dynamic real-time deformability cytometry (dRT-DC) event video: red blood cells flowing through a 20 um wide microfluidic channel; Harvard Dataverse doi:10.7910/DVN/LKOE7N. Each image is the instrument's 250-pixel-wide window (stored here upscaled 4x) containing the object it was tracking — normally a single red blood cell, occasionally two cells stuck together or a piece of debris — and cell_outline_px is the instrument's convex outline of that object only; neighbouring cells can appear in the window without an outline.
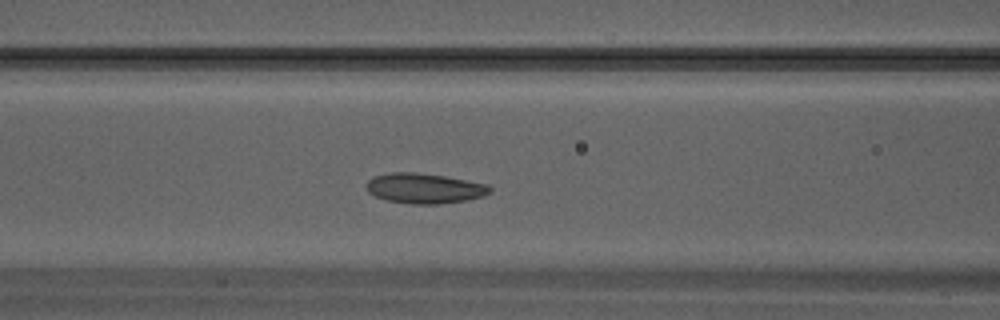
{"species": "Egyptian fruit bat (a non-hibernating species)", "species_latin": "Rousettus aegyptiacus", "temperature_condition": "warm", "stored_images_in_passage": 32, "segment_of_instrument_passage": [1, 2], "camera_frame_rate_fps": 3000, "um_per_image_px": 0.085, "animal": {"sex": "male"}, "frame": {"image": 1, "passage_image": 12, "time_ms": 3.667, "image_size_px": [1000, 320], "cell_outline_px": [[492, 192], [484, 196], [468, 200], [440, 204], [412, 204], [388, 200], [376, 196], [368, 192], [364, 184], [372, 176], [388, 172], [416, 172], [444, 176], [488, 184], [492, 188]], "centroid_in_image_um": [36.08, 16.0], "position_along_channel_um": 130.5, "area_um2": 21.96}}
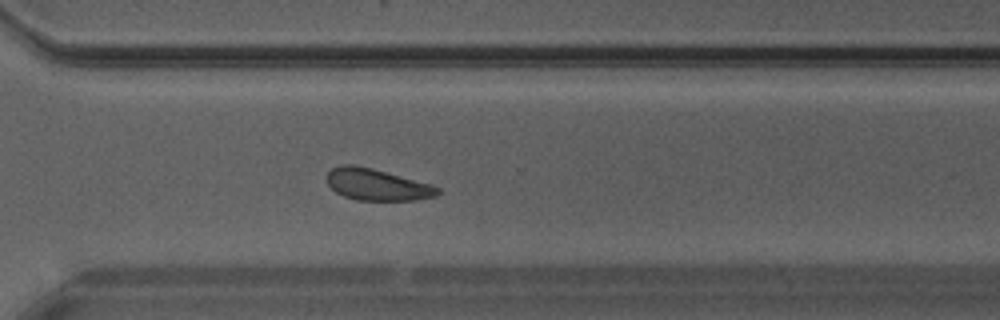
{"frame": {"image": 2, "passage_image": 22, "time_ms": 7.0, "image_size_px": [1000, 320], "cell_outline_px": [[440, 192], [436, 196], [412, 200], [356, 200], [344, 196], [336, 192], [328, 184], [328, 172], [332, 168], [344, 164], [352, 164], [372, 168], [432, 184], [440, 188]], "centroid_in_image_um": [32.06, 15.69], "position_along_channel_um": 338.5, "area_um2": 20.29}}
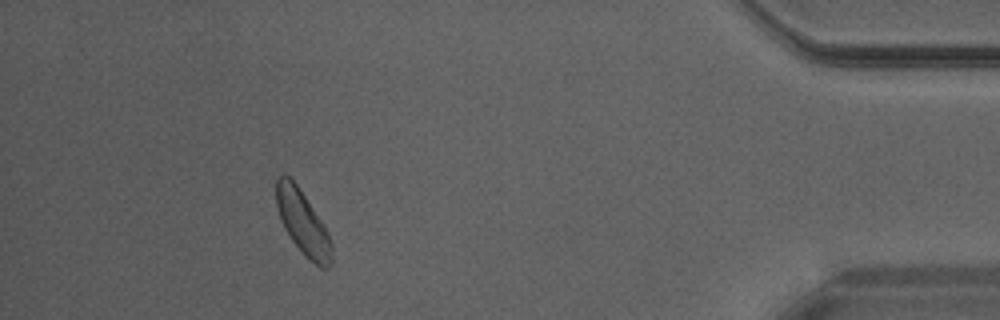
{"frame": {"image": 3, "passage_image": 28, "time_ms": 9.0, "image_size_px": [1000, 320], "cell_outline_px": [[332, 264], [328, 268], [320, 268], [308, 260], [304, 256], [292, 240], [284, 228], [280, 220], [276, 204], [276, 176], [288, 176], [296, 184], [324, 224], [328, 232], [332, 244]], "centroid_in_image_um": [25.75, 18.98], "position_along_channel_um": 409.4, "area_um2": 20.75}}